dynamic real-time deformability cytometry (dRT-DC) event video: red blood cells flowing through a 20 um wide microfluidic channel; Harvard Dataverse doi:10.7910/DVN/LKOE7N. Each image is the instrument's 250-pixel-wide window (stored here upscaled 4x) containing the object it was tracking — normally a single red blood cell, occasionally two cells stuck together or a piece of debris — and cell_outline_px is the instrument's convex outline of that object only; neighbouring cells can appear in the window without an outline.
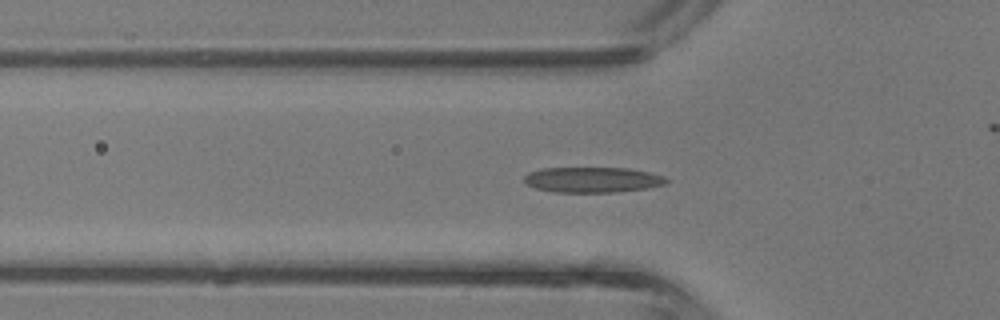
{"species": "common noctule bat (a hibernating species)", "species_latin": "Nyctalus noctula", "temperature_condition": "room temperature", "stored_images_in_passage": 32, "camera_frame_rate_fps": 3000, "um_per_image_px": 0.085, "animal": {"sex": "male", "body_mass_g": 13.3}, "frame": {"image": 1, "passage_image": 3, "time_ms": 0.667, "image_size_px": [1000, 320], "cell_outline_px": [[668, 180], [664, 184], [648, 188], [616, 192], [552, 192], [536, 188], [528, 184], [524, 180], [524, 176], [528, 172], [540, 168], [628, 168], [648, 172], [664, 176]], "centroid_in_image_um": [50.34, 15.28], "position_along_channel_um": 75.5, "area_um2": 21.04}}
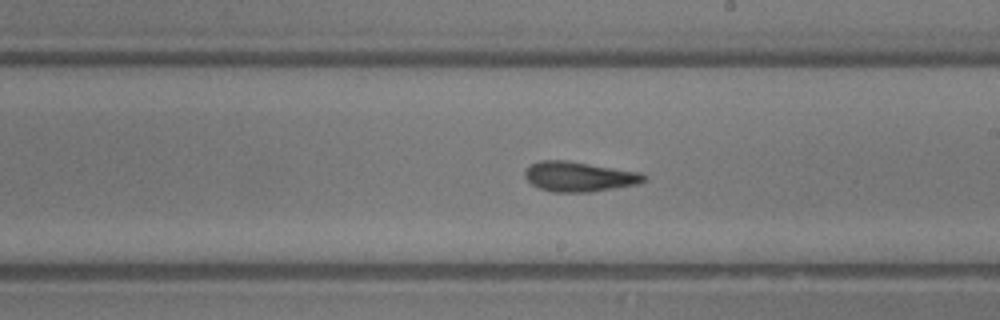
{"frame": {"image": 2, "passage_image": 13, "time_ms": 4.0, "image_size_px": [1000, 320], "cell_outline_px": [[648, 180], [636, 184], [588, 192], [552, 192], [540, 188], [532, 184], [524, 176], [524, 172], [532, 164], [540, 160], [568, 160], [640, 172], [648, 176]], "centroid_in_image_um": [49.24, 15.0], "position_along_channel_um": 239.8, "area_um2": 20.69}}
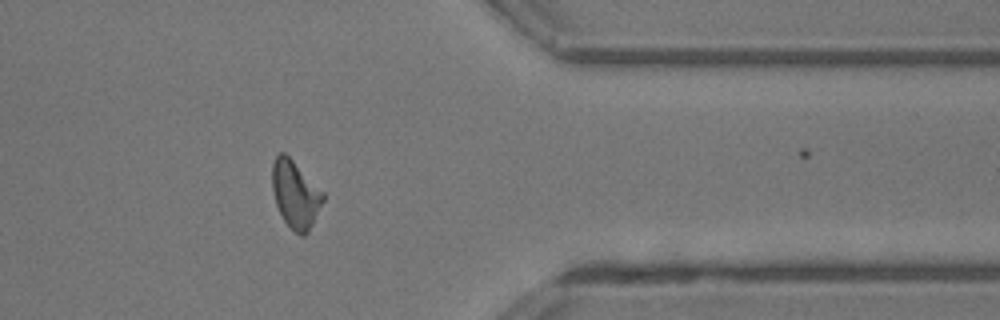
{"frame": {"image": 3, "passage_image": 23, "time_ms": 7.333, "image_size_px": [1000, 320], "cell_outline_px": [[324, 200], [308, 232], [304, 236], [300, 236], [284, 220], [276, 204], [272, 188], [272, 164], [276, 156], [280, 152], [284, 152], [324, 192]], "centroid_in_image_um": [25.11, 16.51], "position_along_channel_um": 386.3, "area_um2": 19.65}, "authors_computed_cell_mechanics": {"area_um2": 20.0277, "velocity_mm_per_s": 4.9095, "shape_relaxation_time_tau1_ms": 3.8108, "shape_relaxation_time_tau2_ms": 2.6247, "deformation_change_tau1": 0.1514, "deformation_change_tau2": 0.1198}}